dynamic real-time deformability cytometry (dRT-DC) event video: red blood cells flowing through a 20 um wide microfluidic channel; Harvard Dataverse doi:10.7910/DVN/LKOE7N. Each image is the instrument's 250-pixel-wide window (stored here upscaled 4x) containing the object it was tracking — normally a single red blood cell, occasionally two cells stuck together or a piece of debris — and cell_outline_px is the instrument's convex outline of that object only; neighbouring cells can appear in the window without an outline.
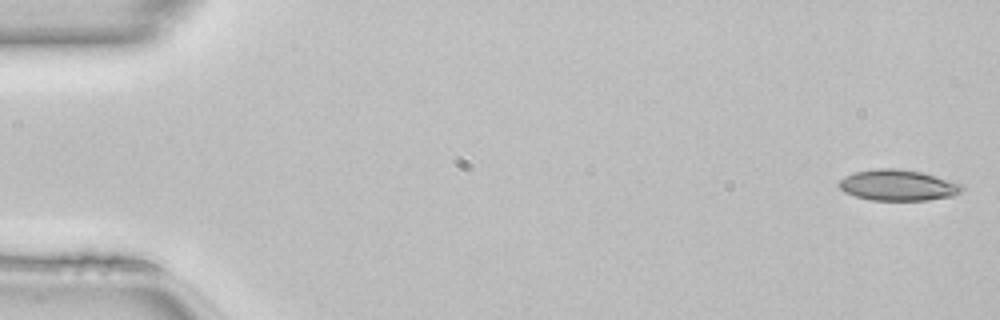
{"species": "common noctule bat (a hibernating species)", "species_latin": "Nyctalus noctula", "temperature_condition": "room temperature", "stored_images_in_passage": 49, "camera_frame_rate_fps": 3000, "um_per_image_px": 0.085, "animal": {"sex": "female", "body_mass_g": 22.7, "forearm_length_mm": 54.2}, "frame": {"image": 1, "passage_image": 1, "time_ms": 0.0, "image_size_px": [1000, 320], "cell_outline_px": [[964, 188], [960, 192], [952, 196], [928, 200], [872, 200], [856, 196], [844, 192], [836, 184], [844, 176], [856, 172], [876, 168], [892, 168], [920, 172], [964, 184]], "centroid_in_image_um": [76.31, 15.74], "position_along_channel_um": 8.7, "area_um2": 22.08}}
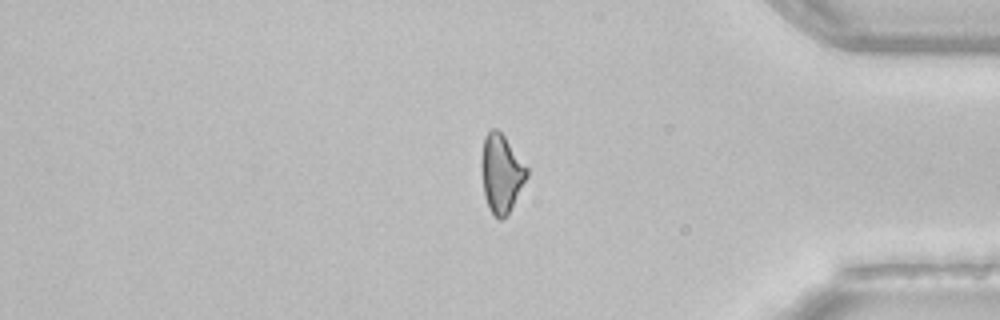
{"frame": {"image": 2, "passage_image": 41, "time_ms": 13.333, "image_size_px": [1000, 320], "cell_outline_px": [[528, 176], [508, 212], [500, 220], [492, 216], [488, 208], [484, 196], [480, 168], [480, 160], [484, 136], [492, 128], [496, 128], [504, 136], [528, 168]], "centroid_in_image_um": [42.57, 14.73], "position_along_channel_um": 392.6, "area_um2": 20.75}}
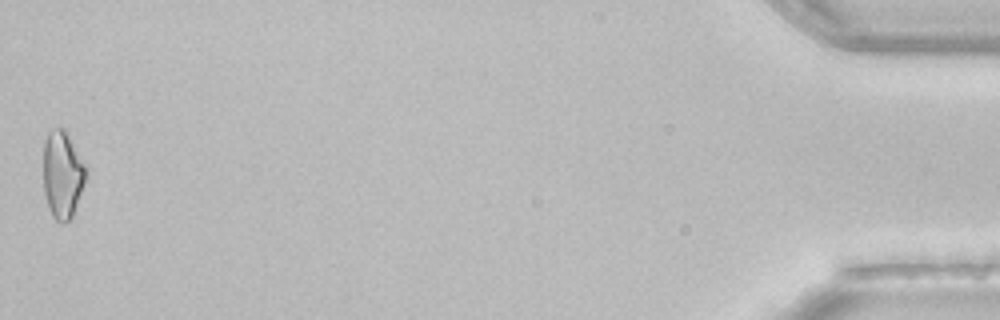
{"frame": {"image": 3, "passage_image": 49, "time_ms": 16.0, "image_size_px": [1000, 320], "cell_outline_px": [[88, 168], [84, 184], [72, 216], [68, 220], [60, 224], [52, 216], [48, 208], [44, 192], [44, 140], [48, 132], [52, 128], [64, 128], [68, 132]], "centroid_in_image_um": [5.32, 14.8], "position_along_channel_um": 429.9, "area_um2": 21.96}, "authors_computed_cell_mechanics": {"area_um2": 21.8484, "velocity_mm_per_s": 4.1476, "shape_relaxation_time_tau1_ms": 8.4083, "shape_relaxation_time_tau2_ms": 5.5417, "deformation_change_tau1": 0.1615, "deformation_change_tau2": 0.1365}}